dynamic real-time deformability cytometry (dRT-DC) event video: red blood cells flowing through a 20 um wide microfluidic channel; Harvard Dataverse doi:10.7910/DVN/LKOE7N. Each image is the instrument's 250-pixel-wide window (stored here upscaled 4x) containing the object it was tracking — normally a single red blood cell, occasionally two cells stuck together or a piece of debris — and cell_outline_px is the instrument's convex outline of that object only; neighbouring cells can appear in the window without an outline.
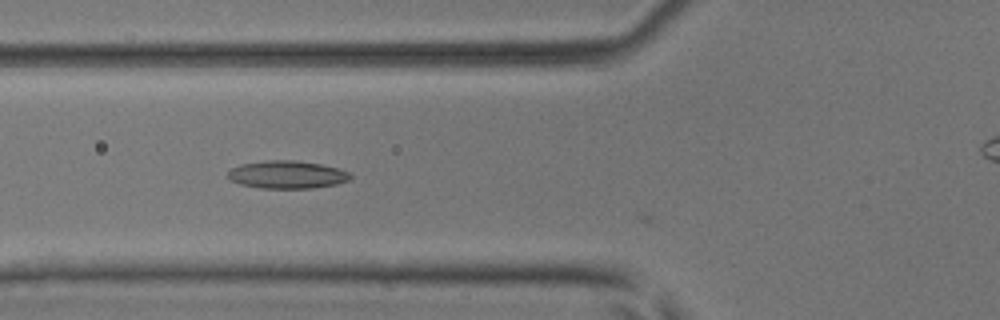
{"species": "common noctule bat (a hibernating species)", "species_latin": "Nyctalus noctula", "temperature_condition": "room temperature", "stored_images_in_passage": 29, "camera_frame_rate_fps": 3000, "um_per_image_px": 0.085, "animal": {"sex": "male", "body_mass_g": 17.9, "forearm_length_mm": 54.2}, "frame": {"image": 1, "passage_image": 2, "time_ms": 0.333, "image_size_px": [1000, 320], "cell_outline_px": [[352, 176], [348, 180], [336, 184], [312, 188], [260, 188], [240, 184], [232, 180], [228, 176], [228, 172], [232, 168], [240, 164], [264, 160], [296, 160], [320, 164], [352, 172]], "centroid_in_image_um": [24.41, 14.83], "position_along_channel_um": 101.4, "area_um2": 19.83}}
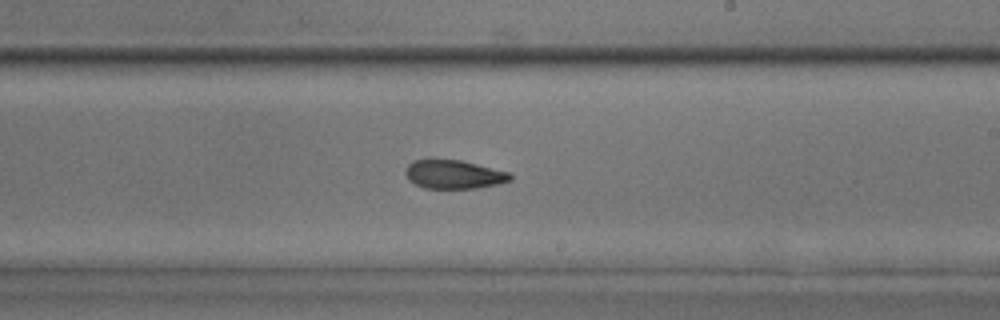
{"frame": {"image": 2, "passage_image": 13, "time_ms": 4.0, "image_size_px": [1000, 320], "cell_outline_px": [[512, 180], [500, 184], [476, 188], [424, 188], [408, 180], [404, 172], [404, 168], [412, 160], [460, 160], [512, 172]], "centroid_in_image_um": [38.6, 14.82], "position_along_channel_um": 250.4, "area_um2": 17.69}}
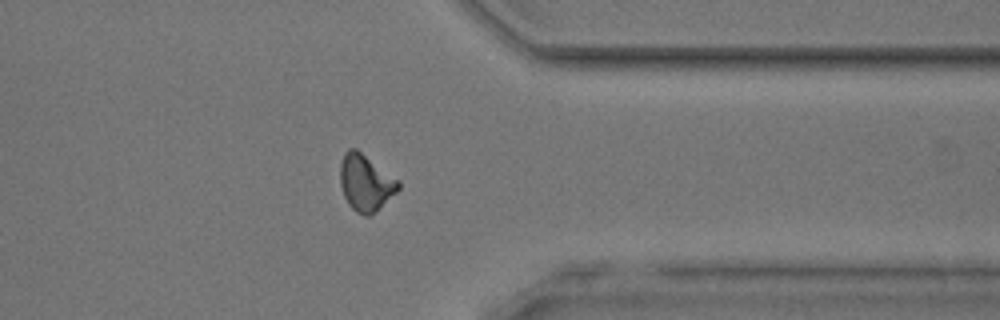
{"frame": {"image": 3, "passage_image": 23, "time_ms": 7.333, "image_size_px": [1000, 320], "cell_outline_px": [[400, 188], [376, 212], [368, 216], [364, 216], [356, 212], [348, 204], [344, 196], [340, 184], [340, 164], [344, 152], [348, 148], [356, 148], [400, 180]], "centroid_in_image_um": [31.08, 15.52], "position_along_channel_um": 380.3, "area_um2": 19.36}, "authors_computed_cell_mechanics": {"area_um2": 18.0914, "velocity_mm_per_s": 4.0752, "shape_relaxation_time_tau1_ms": null, "shape_relaxation_time_tau2_ms": 2.4124, "deformation_change_tau1": null, "deformation_change_tau2": 0.0883}}